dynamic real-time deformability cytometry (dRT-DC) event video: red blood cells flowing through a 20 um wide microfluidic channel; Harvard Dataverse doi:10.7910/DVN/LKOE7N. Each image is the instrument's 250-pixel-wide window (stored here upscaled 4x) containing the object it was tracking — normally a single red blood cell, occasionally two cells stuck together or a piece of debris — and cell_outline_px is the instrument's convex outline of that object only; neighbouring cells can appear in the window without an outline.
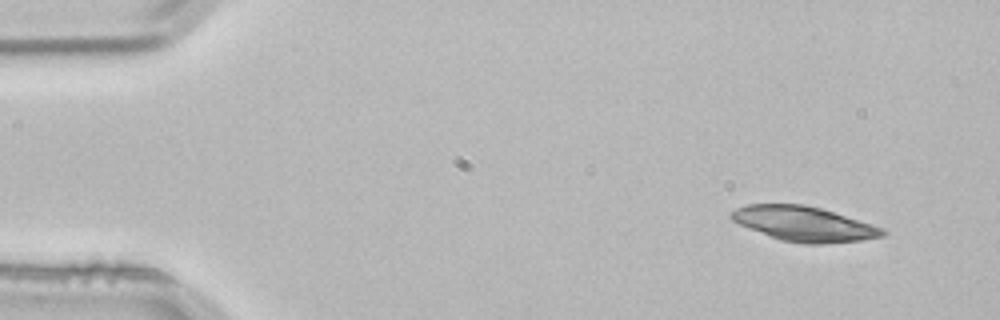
{"species": "common noctule bat (a hibernating species)", "species_latin": "Nyctalus noctula", "temperature_condition": "room temperature", "stored_images_in_passage": 3, "camera_frame_rate_fps": 3000, "um_per_image_px": 0.085, "animal": {"sex": "male", "body_mass_g": 21.5, "forearm_length_mm": 52.0}, "frame": {"image": 1, "passage_image": 1, "time_ms": 0.0, "image_size_px": [1000, 320], "cell_outline_px": [[888, 232], [884, 236], [860, 240], [820, 244], [804, 244], [780, 240], [740, 224], [732, 220], [728, 216], [736, 208], [748, 204], [804, 204], [820, 208], [872, 224], [884, 228]], "centroid_in_image_um": [68.35, 19.03], "position_along_channel_um": 16.6, "area_um2": 30.46}}